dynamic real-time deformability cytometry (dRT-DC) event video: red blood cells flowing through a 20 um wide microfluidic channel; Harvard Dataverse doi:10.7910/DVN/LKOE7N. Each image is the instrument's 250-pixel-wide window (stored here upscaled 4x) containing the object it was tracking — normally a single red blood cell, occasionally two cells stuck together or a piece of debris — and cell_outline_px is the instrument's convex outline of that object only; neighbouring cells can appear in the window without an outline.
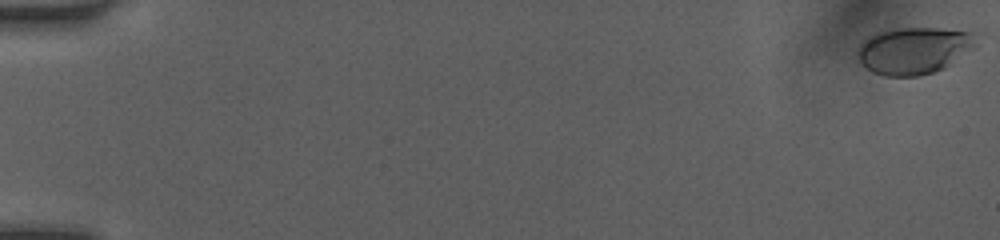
{"species": "human", "species_latin": "Homo sapiens", "temperature_condition": "room temperature", "stored_images_in_passage": 51, "camera_frame_rate_fps": 3000, "um_per_image_px": 0.085, "donor": {"sex": "female"}, "frame": {"image": 1, "passage_image": 1, "time_ms": 0.0, "image_size_px": [1000, 240], "cell_outline_px": [[976, 48], [944, 68], [932, 72], [916, 76], [884, 76], [872, 72], [860, 60], [856, 48], [864, 40], [876, 32], [900, 28], [940, 28], [972, 32], [976, 44]], "centroid_in_image_um": [77.69, 4.29], "position_along_channel_um": 7.3, "area_um2": 32.31}}
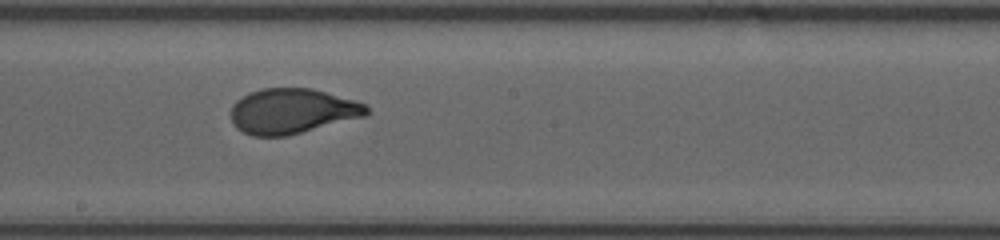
{"frame": {"image": 2, "passage_image": 30, "time_ms": 9.667, "image_size_px": [1000, 240], "cell_outline_px": [[368, 116], [284, 136], [252, 136], [236, 128], [232, 120], [232, 104], [236, 100], [248, 92], [264, 88], [312, 88], [368, 104]], "centroid_in_image_um": [24.85, 9.44], "position_along_channel_um": 223.4, "area_um2": 35.72}}
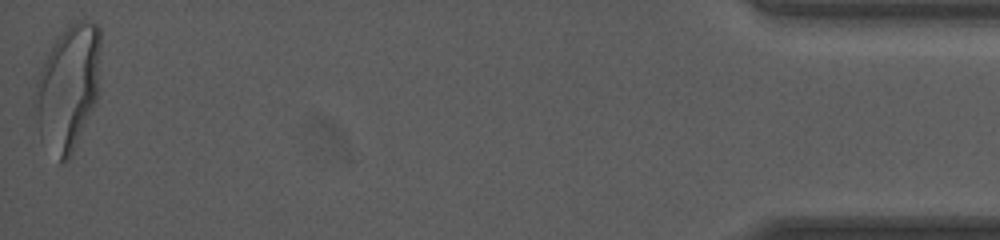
{"frame": {"image": 3, "passage_image": 51, "time_ms": 16.667, "image_size_px": [1000, 240], "cell_outline_px": [[100, 48], [96, 100], [72, 152], [68, 160], [60, 164], [40, 140], [32, 100], [36, 84], [40, 72], [48, 52], [52, 44], [60, 32], [68, 24], [80, 20], [96, 24], [100, 28]], "centroid_in_image_um": [5.74, 7.46], "position_along_channel_um": 429.5, "area_um2": 47.86}, "authors_computed_cell_mechanics": {"area_um2": 35.6048, "velocity_mm_per_s": 4.1568, "shape_relaxation_time_tau1_ms": 3.8902, "shape_relaxation_time_tau2_ms": null, "deformation_change_tau1": 0.1894, "deformation_change_tau2": null}}